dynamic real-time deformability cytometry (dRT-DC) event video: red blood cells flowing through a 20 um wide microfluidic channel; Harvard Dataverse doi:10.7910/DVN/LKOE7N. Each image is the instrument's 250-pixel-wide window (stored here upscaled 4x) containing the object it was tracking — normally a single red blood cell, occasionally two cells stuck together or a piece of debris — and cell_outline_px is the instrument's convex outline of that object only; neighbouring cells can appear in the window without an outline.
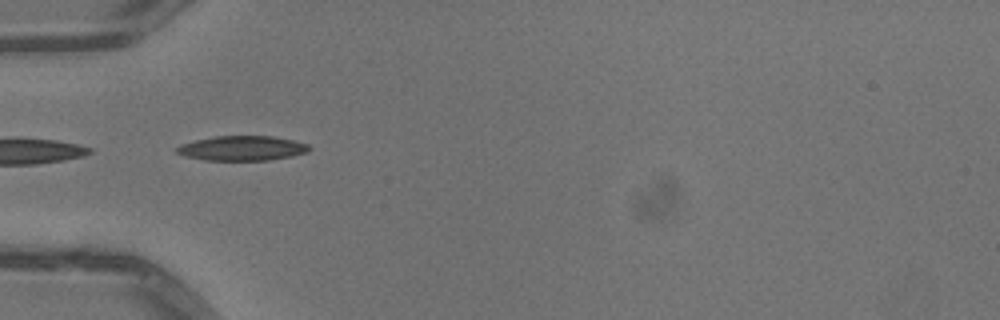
{"species": "common noctule bat (a hibernating species)", "species_latin": "Nyctalus noctula", "temperature_condition": "warm", "stored_images_in_passage": 5, "camera_frame_rate_fps": 3000, "um_per_image_px": 0.085, "animal": {"sex": "male", "body_mass_g": 13.3}, "frame": {"image": 1, "passage_image": 2, "time_ms": 0.333, "image_size_px": [1000, 320], "cell_outline_px": [[312, 148], [308, 152], [292, 156], [268, 160], [204, 160], [184, 156], [176, 152], [176, 148], [180, 144], [196, 140], [216, 136], [272, 136], [292, 140], [308, 144]], "centroid_in_image_um": [20.59, 12.6], "position_along_channel_um": 64.4, "area_um2": 19.07}}